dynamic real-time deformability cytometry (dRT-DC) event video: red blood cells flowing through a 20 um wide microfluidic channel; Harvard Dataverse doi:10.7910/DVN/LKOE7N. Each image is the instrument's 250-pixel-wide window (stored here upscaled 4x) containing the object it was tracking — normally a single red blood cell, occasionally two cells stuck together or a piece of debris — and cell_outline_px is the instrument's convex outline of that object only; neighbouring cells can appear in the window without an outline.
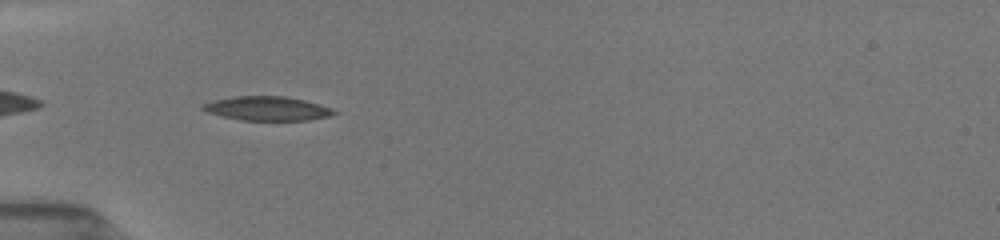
{"species": "common noctule bat (a hibernating species)", "species_latin": "Nyctalus noctula", "temperature_condition": "room temperature", "stored_images_in_passage": 39, "camera_frame_rate_fps": 3000, "um_per_image_px": 0.085, "animal": {"sex": "female", "body_mass_g": 19.5, "forearm_length_mm": 54.1}, "frame": {"image": 1, "passage_image": 4, "time_ms": 1.0, "image_size_px": [1000, 240], "cell_outline_px": [[336, 112], [328, 116], [308, 120], [240, 120], [208, 112], [200, 108], [200, 104], [212, 100], [232, 96], [284, 96], [304, 100], [332, 108]], "centroid_in_image_um": [22.65, 9.21], "position_along_channel_um": 62.4, "area_um2": 18.32}}
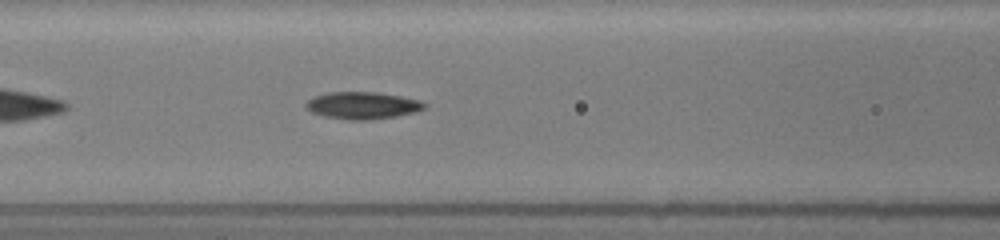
{"frame": {"image": 2, "passage_image": 10, "time_ms": 3.0, "image_size_px": [1000, 240], "cell_outline_px": [[428, 104], [424, 108], [416, 112], [396, 116], [372, 120], [348, 120], [324, 116], [312, 112], [304, 104], [308, 100], [316, 96], [328, 92], [376, 92], [400, 96], [420, 100]], "centroid_in_image_um": [30.84, 8.97], "position_along_channel_um": 135.8, "area_um2": 18.73}}
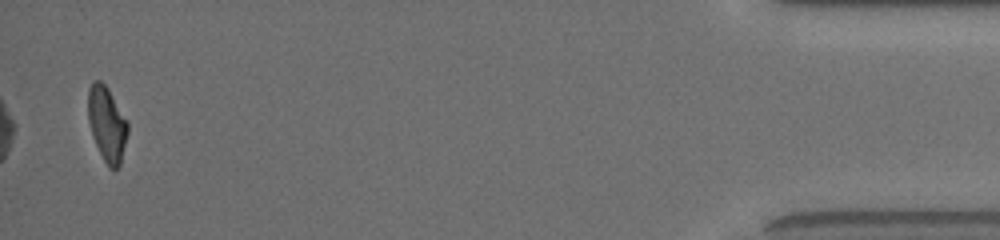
{"frame": {"image": 3, "passage_image": 38, "time_ms": 12.333, "image_size_px": [1000, 240], "cell_outline_px": [[128, 132], [120, 164], [116, 168], [108, 168], [92, 136], [88, 120], [88, 88], [92, 80], [100, 80], [108, 88], [128, 120]], "centroid_in_image_um": [9.09, 10.49], "position_along_channel_um": 426.1, "area_um2": 17.4}, "authors_computed_cell_mechanics": {"area_um2": 18.0336, "velocity_mm_per_s": 3.9312, "shape_relaxation_time_tau1_ms": 4.4913, "shape_relaxation_time_tau2_ms": 1.7686, "deformation_change_tau1": 0.1787, "deformation_change_tau2": 0.0814}}